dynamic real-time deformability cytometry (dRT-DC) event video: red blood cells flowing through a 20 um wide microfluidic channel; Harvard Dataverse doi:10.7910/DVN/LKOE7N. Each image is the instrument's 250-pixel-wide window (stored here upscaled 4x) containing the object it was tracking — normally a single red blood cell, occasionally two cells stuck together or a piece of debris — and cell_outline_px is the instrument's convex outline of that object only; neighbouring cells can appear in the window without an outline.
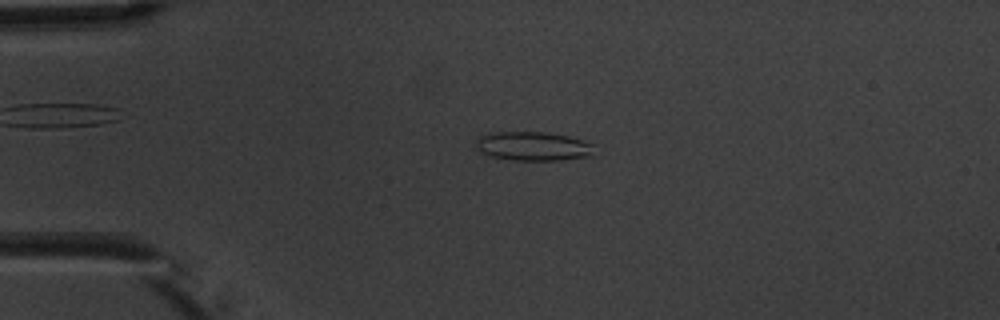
{"species": "common noctule bat (a hibernating species)", "species_latin": "Nyctalus noctula", "temperature_condition": "warm", "stored_images_in_passage": 6, "camera_frame_rate_fps": 3000, "um_per_image_px": 0.085, "animal": {"sex": "male", "body_mass_g": 20.1, "forearm_length_mm": 53.5}, "frame": {"image": 1, "passage_image": 4, "time_ms": 3.333, "image_size_px": [1000, 320], "cell_outline_px": [[592, 156], [560, 160], [512, 160], [492, 156], [480, 152], [476, 148], [476, 140], [480, 136], [488, 132], [544, 132], [568, 136], [592, 144]], "centroid_in_image_um": [45.26, 12.42], "position_along_channel_um": 39.7, "area_um2": 19.88}}
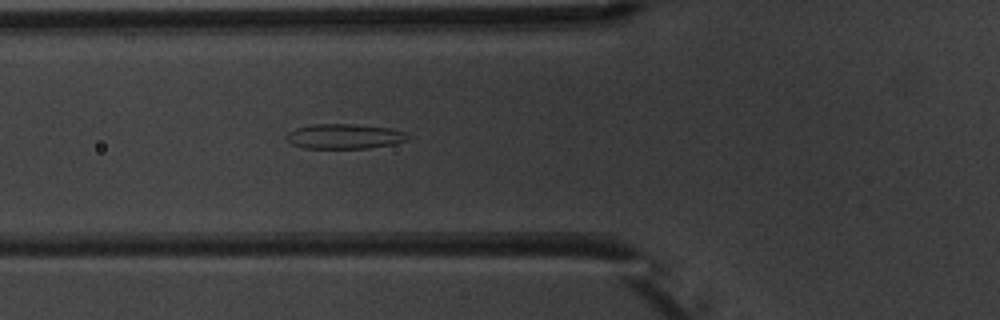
{"frame": {"image": 2, "passage_image": 6, "time_ms": 5.667, "image_size_px": [1000, 320], "cell_outline_px": [[408, 140], [392, 144], [368, 148], [304, 148], [292, 144], [284, 136], [288, 132], [296, 128], [312, 124], [348, 124], [388, 128], [404, 132], [408, 136]], "centroid_in_image_um": [29.22, 11.59], "position_along_channel_um": 96.6, "area_um2": 17.4}}